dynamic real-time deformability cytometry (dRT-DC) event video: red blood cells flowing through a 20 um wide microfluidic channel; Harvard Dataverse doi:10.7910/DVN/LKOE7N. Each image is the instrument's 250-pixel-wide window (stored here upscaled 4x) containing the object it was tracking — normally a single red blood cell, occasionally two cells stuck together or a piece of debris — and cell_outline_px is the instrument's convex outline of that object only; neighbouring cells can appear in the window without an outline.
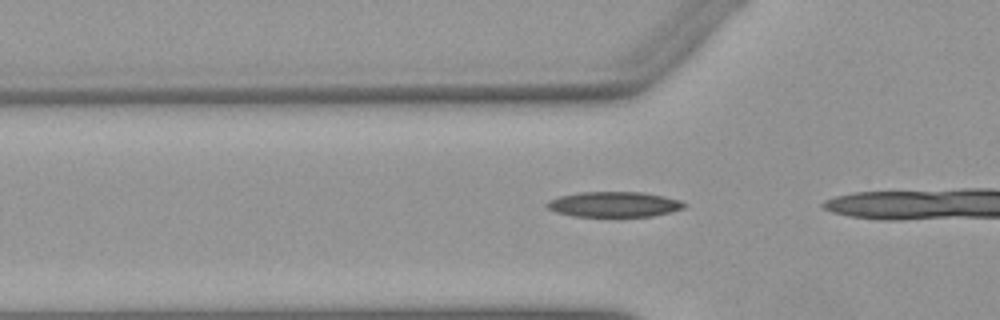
{"species": "Egyptian fruit bat (a non-hibernating species)", "species_latin": "Rousettus aegyptiacus", "temperature_condition": "warm", "stored_images_in_passage": 12, "camera_frame_rate_fps": 3000, "um_per_image_px": 0.085, "animal": {"sex": "female"}, "frame": {"image": 1, "passage_image": 10, "time_ms": 3.0, "image_size_px": [1000, 320], "cell_outline_px": [[688, 204], [684, 208], [672, 212], [652, 216], [616, 220], [572, 216], [556, 212], [548, 208], [544, 204], [548, 200], [560, 196], [580, 192], [644, 192], [664, 196], [680, 200]], "centroid_in_image_um": [52.21, 17.42], "position_along_channel_um": 73.6, "area_um2": 21.5}}